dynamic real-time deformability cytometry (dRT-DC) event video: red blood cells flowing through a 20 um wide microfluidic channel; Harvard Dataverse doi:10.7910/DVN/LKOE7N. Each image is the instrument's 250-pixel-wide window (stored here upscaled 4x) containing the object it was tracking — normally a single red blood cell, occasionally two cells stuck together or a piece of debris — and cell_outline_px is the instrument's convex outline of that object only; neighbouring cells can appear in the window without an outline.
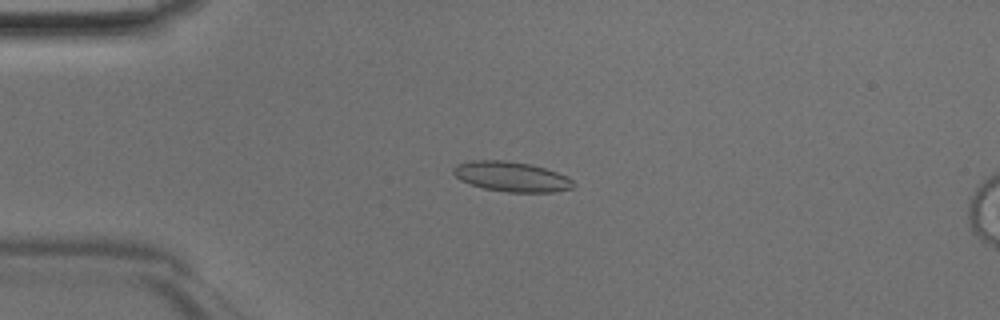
{"species": "Egyptian fruit bat (a non-hibernating species)", "species_latin": "Rousettus aegyptiacus", "temperature_condition": "room temperature", "stored_images_in_passage": 46, "camera_frame_rate_fps": 3000, "um_per_image_px": 0.085, "animal": {"sex": "male"}, "frame": {"image": 1, "passage_image": 11, "time_ms": 3.333, "image_size_px": [1000, 320], "cell_outline_px": [[576, 184], [572, 188], [552, 192], [508, 192], [484, 188], [460, 180], [452, 172], [452, 168], [456, 164], [472, 160], [504, 160], [532, 164], [568, 176]], "centroid_in_image_um": [43.47, 15.0], "position_along_channel_um": 41.5, "area_um2": 20.98}}
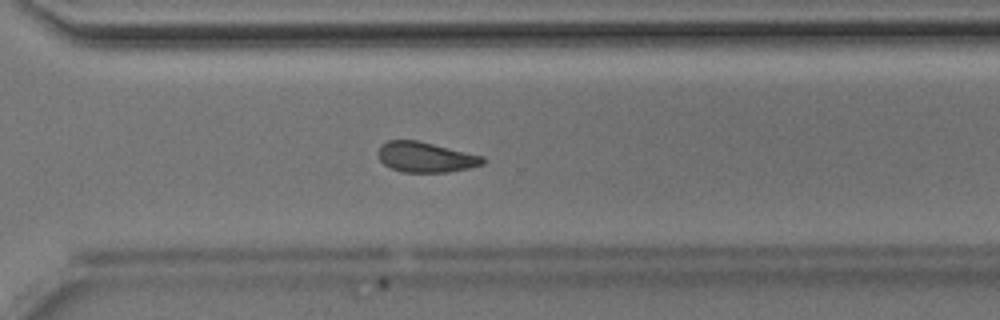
{"frame": {"image": 2, "passage_image": 33, "time_ms": 10.667, "image_size_px": [1000, 320], "cell_outline_px": [[488, 160], [484, 164], [468, 168], [448, 172], [400, 172], [384, 164], [380, 160], [376, 152], [380, 144], [388, 140], [416, 140], [484, 156]], "centroid_in_image_um": [36.17, 13.35], "position_along_channel_um": 334.4, "area_um2": 18.61}}
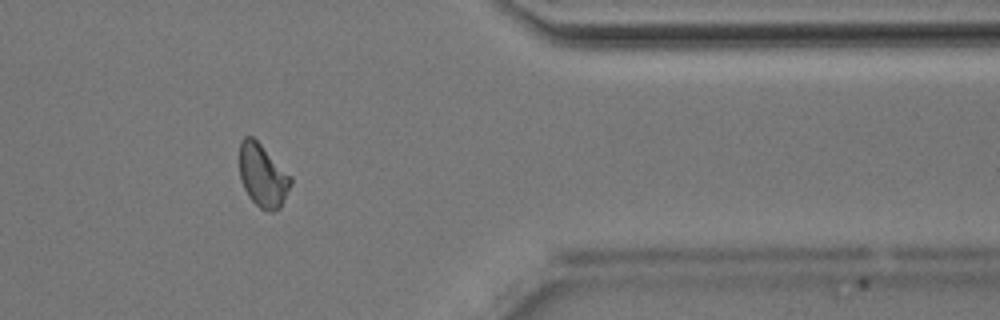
{"frame": {"image": 3, "passage_image": 38, "time_ms": 12.333, "image_size_px": [1000, 320], "cell_outline_px": [[292, 184], [280, 208], [272, 212], [268, 212], [260, 208], [248, 196], [240, 180], [240, 140], [244, 136], [252, 136], [292, 176]], "centroid_in_image_um": [22.34, 14.94], "position_along_channel_um": 389.1, "area_um2": 18.84}}